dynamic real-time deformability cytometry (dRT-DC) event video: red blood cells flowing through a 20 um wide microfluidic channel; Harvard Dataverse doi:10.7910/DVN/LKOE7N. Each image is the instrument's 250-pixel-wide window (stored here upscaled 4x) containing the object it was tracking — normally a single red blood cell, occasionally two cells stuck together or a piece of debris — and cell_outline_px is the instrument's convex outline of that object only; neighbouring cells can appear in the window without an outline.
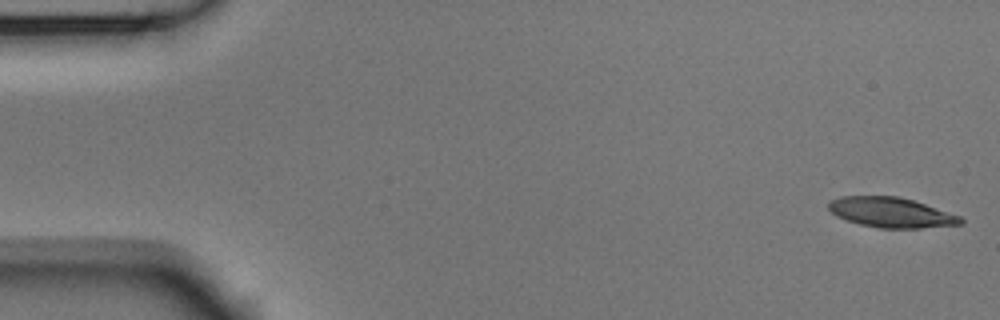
{"species": "Egyptian fruit bat (a non-hibernating species)", "species_latin": "Rousettus aegyptiacus", "temperature_condition": "room temperature", "stored_images_in_passage": 54, "segment_of_instrument_passage": [1, 2], "camera_frame_rate_fps": 3000, "um_per_image_px": 0.085, "animal": {"sex": "male"}, "frame": {"image": 1, "passage_image": 1, "time_ms": 0.0, "image_size_px": [1000, 320], "cell_outline_px": [[964, 224], [920, 228], [880, 228], [860, 224], [836, 216], [828, 208], [828, 204], [832, 200], [840, 196], [900, 196], [960, 216], [964, 220]], "centroid_in_image_um": [75.75, 18.06], "position_along_channel_um": 9.3, "area_um2": 22.95}}
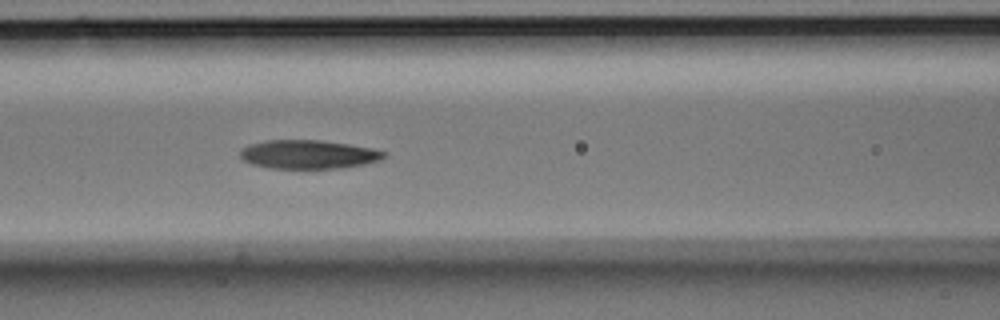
{"frame": {"image": 2, "passage_image": 22, "time_ms": 7.0, "image_size_px": [1000, 320], "cell_outline_px": [[388, 152], [380, 160], [364, 164], [340, 168], [268, 168], [252, 164], [244, 160], [240, 156], [240, 152], [244, 148], [252, 144], [264, 140], [320, 140], [348, 144], [372, 148]], "centroid_in_image_um": [26.23, 13.12], "position_along_channel_um": 140.4, "area_um2": 23.93}}
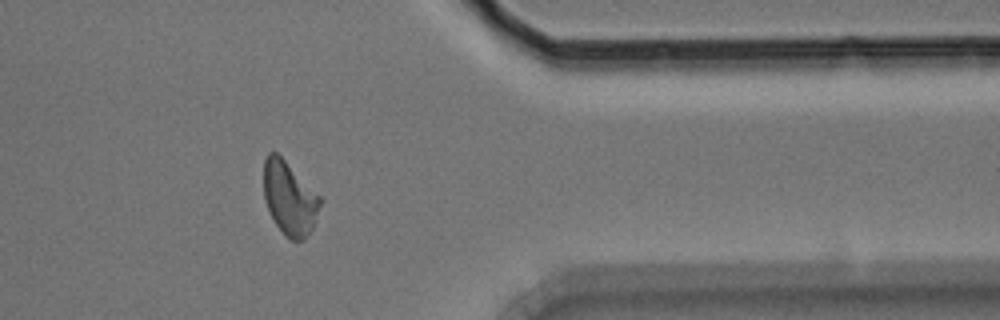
{"frame": {"image": 3, "passage_image": 43, "time_ms": 14.0, "image_size_px": [1000, 320], "cell_outline_px": [[320, 204], [312, 228], [304, 240], [292, 240], [284, 236], [276, 224], [264, 200], [264, 160], [268, 152], [276, 152], [320, 196]], "centroid_in_image_um": [24.58, 16.86], "position_along_channel_um": 386.8, "area_um2": 23.64}}